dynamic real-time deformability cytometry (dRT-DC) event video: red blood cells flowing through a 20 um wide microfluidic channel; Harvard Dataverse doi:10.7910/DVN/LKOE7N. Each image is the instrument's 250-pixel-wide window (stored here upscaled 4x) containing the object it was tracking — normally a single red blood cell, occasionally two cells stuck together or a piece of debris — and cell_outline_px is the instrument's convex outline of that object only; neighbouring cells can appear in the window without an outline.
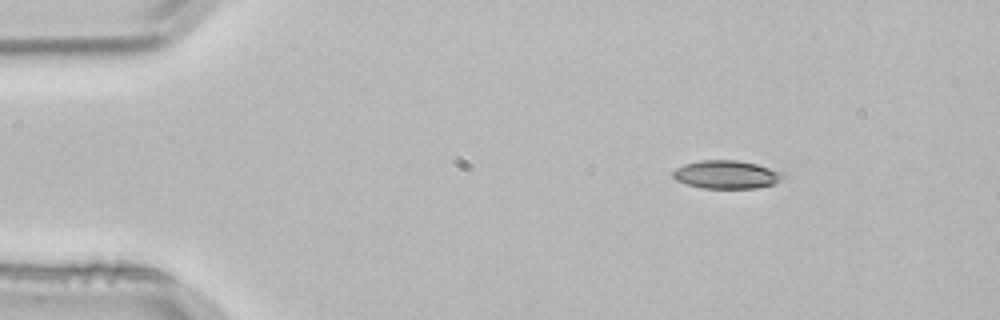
{"species": "common noctule bat (a hibernating species)", "species_latin": "Nyctalus noctula", "temperature_condition": "room temperature", "stored_images_in_passage": 3, "camera_frame_rate_fps": 3000, "um_per_image_px": 0.085, "animal": {"sex": "male", "body_mass_g": 21.5, "forearm_length_mm": 52.0}, "frame": {"image": 1, "passage_image": 1, "time_ms": 0.0, "image_size_px": [1000, 320], "cell_outline_px": [[784, 176], [780, 180], [772, 184], [756, 188], [700, 188], [676, 180], [672, 176], [672, 172], [676, 168], [684, 164], [700, 160], [736, 160], [756, 164], [784, 172]], "centroid_in_image_um": [61.73, 14.83], "position_along_channel_um": 23.3, "area_um2": 18.03}}